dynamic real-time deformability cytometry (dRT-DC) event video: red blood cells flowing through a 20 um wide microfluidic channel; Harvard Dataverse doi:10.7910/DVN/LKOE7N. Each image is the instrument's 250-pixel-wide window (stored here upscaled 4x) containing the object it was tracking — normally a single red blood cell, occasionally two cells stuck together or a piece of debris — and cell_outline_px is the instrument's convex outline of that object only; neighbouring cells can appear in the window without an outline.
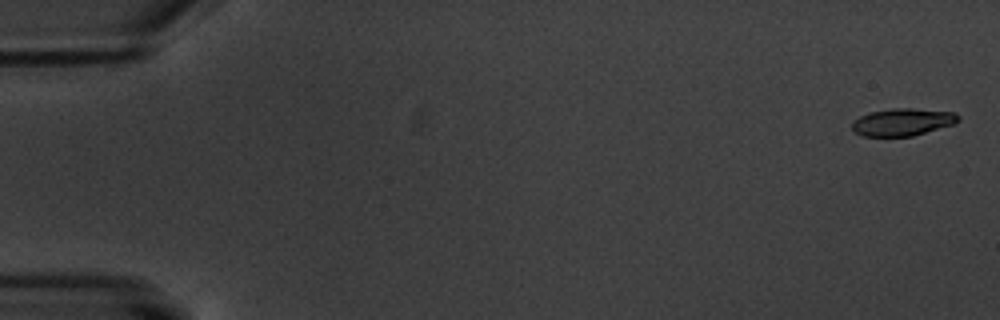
{"species": "common noctule bat (a hibernating species)", "species_latin": "Nyctalus noctula", "temperature_condition": "warm", "stored_images_in_passage": 5, "camera_frame_rate_fps": 3000, "um_per_image_px": 0.085, "animal": {"sex": "male", "body_mass_g": 20.1, "forearm_length_mm": 53.5}, "frame": {"image": 1, "passage_image": 1, "time_ms": 0.0, "image_size_px": [1000, 320], "cell_outline_px": [[960, 120], [952, 124], [912, 136], [864, 136], [856, 132], [852, 128], [852, 124], [860, 116], [868, 112], [892, 108], [912, 108], [952, 112], [960, 116]], "centroid_in_image_um": [76.71, 10.36], "position_along_channel_um": 8.3, "area_um2": 16.7}}
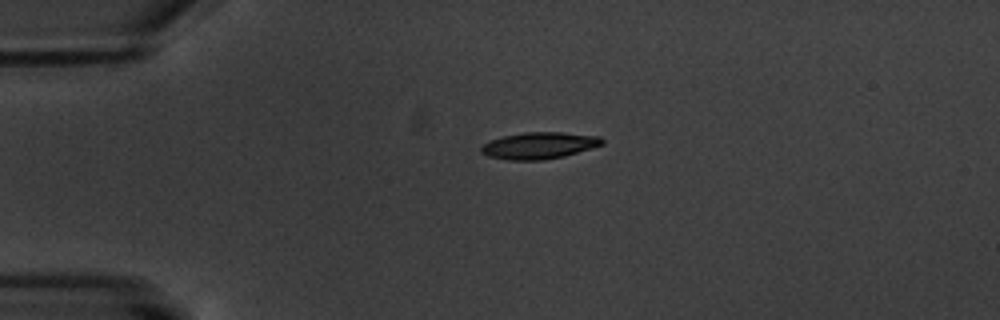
{"frame": {"image": 2, "passage_image": 4, "time_ms": 4.333, "image_size_px": [1000, 320], "cell_outline_px": [[604, 144], [564, 156], [544, 160], [508, 160], [488, 156], [480, 152], [480, 148], [484, 144], [492, 140], [504, 136], [524, 132], [564, 132], [600, 136], [604, 140]], "centroid_in_image_um": [45.84, 12.37], "position_along_channel_um": 39.2, "area_um2": 18.79}}